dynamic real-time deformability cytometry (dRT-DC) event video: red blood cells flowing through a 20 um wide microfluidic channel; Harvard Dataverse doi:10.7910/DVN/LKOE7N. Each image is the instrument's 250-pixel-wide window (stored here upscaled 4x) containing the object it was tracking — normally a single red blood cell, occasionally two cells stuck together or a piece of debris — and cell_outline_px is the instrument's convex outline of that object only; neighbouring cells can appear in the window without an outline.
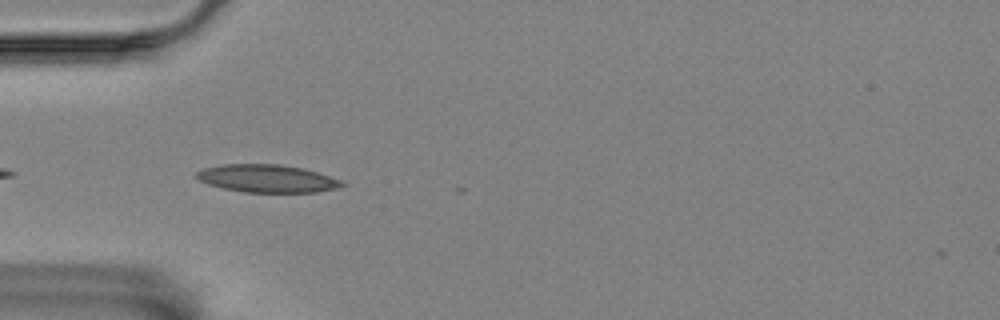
{"species": "Egyptian fruit bat (a non-hibernating species)", "species_latin": "Rousettus aegyptiacus", "temperature_condition": "room temperature", "stored_images_in_passage": 10, "camera_frame_rate_fps": 3000, "um_per_image_px": 0.085, "animal": {"sex": "female"}, "frame": {"image": 1, "passage_image": 3, "time_ms": 0.667, "image_size_px": [1000, 320], "cell_outline_px": [[344, 184], [336, 188], [316, 192], [244, 192], [224, 188], [208, 184], [200, 180], [196, 176], [196, 172], [204, 168], [220, 164], [280, 164], [304, 168], [340, 180]], "centroid_in_image_um": [22.67, 15.16], "position_along_channel_um": 62.3, "area_um2": 23.29}}
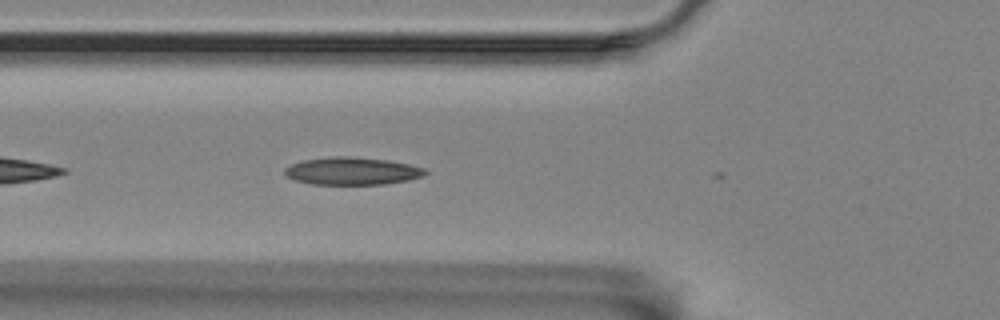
{"frame": {"image": 2, "passage_image": 6, "time_ms": 1.667, "image_size_px": [1000, 320], "cell_outline_px": [[428, 172], [424, 176], [408, 180], [384, 184], [312, 184], [296, 180], [288, 176], [284, 172], [284, 168], [292, 164], [304, 160], [332, 156], [348, 156], [388, 160], [408, 164], [424, 168]], "centroid_in_image_um": [29.95, 14.53], "position_along_channel_um": 95.8, "area_um2": 22.43}}